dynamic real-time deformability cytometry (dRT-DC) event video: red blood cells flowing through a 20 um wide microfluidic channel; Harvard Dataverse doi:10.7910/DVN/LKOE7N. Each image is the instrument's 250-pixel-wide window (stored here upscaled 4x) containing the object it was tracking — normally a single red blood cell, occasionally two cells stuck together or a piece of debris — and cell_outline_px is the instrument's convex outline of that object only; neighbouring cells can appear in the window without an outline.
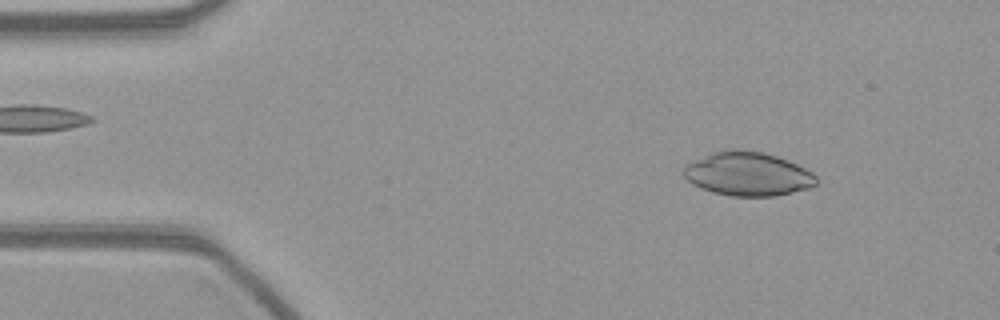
{"species": "common noctule bat (a hibernating species)", "species_latin": "Nyctalus noctula", "temperature_condition": "warm", "stored_images_in_passage": 54, "camera_frame_rate_fps": 3000, "um_per_image_px": 0.085, "animal": {"sex": "female", "body_mass_g": 21.9}, "frame": {"image": 1, "passage_image": 6, "time_ms": 1.667, "image_size_px": [1000, 320], "cell_outline_px": [[816, 184], [812, 188], [776, 196], [732, 196], [712, 192], [692, 184], [680, 172], [688, 164], [696, 160], [716, 152], [764, 152], [788, 160], [812, 172], [816, 176]], "centroid_in_image_um": [63.61, 14.84], "position_along_channel_um": 21.4, "area_um2": 33.06}}
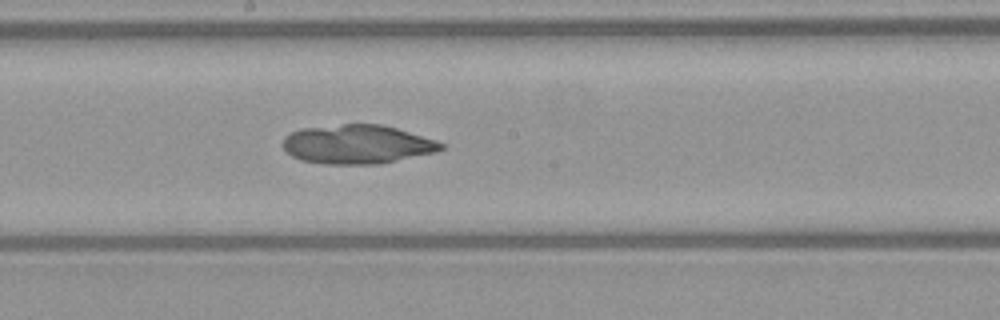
{"frame": {"image": 2, "passage_image": 28, "time_ms": 9.0, "image_size_px": [1000, 320], "cell_outline_px": [[444, 148], [436, 152], [380, 164], [324, 164], [300, 160], [292, 156], [284, 148], [284, 136], [300, 128], [344, 124], [380, 124], [396, 128], [436, 140], [444, 144]], "centroid_in_image_um": [30.36, 12.27], "position_along_channel_um": 217.8, "area_um2": 35.89}}
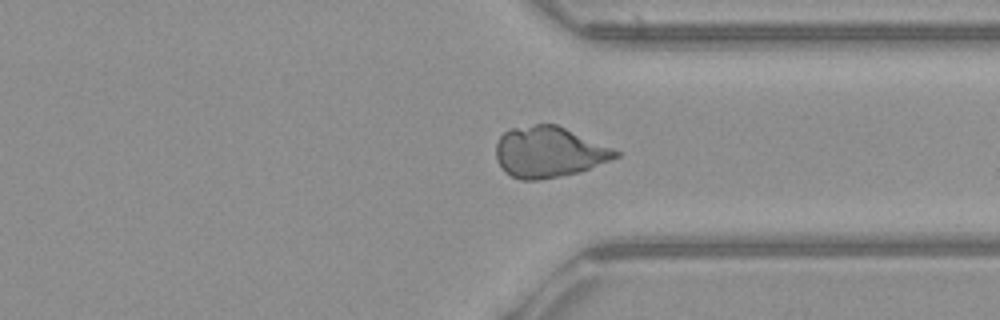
{"frame": {"image": 3, "passage_image": 40, "time_ms": 13.0, "image_size_px": [1000, 320], "cell_outline_px": [[620, 156], [580, 172], [560, 176], [536, 180], [520, 180], [504, 172], [496, 160], [496, 144], [500, 136], [508, 128], [536, 124], [556, 124], [612, 148], [620, 152]], "centroid_in_image_um": [46.62, 12.92], "position_along_channel_um": 364.8, "area_um2": 35.37}}